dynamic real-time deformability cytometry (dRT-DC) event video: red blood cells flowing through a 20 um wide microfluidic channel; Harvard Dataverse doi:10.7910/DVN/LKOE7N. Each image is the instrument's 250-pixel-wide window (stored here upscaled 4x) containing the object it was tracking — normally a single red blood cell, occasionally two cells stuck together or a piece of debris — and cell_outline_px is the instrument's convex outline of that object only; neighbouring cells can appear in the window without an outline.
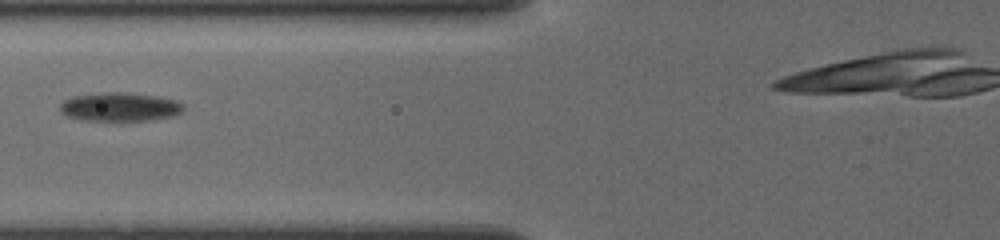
{"species": "common noctule bat (a hibernating species)", "species_latin": "Nyctalus noctula", "temperature_condition": "cold", "stored_images_in_passage": 6, "segment_of_instrument_passage": [1, 2], "camera_frame_rate_fps": 3000, "um_per_image_px": 0.085, "animal": {"sex": "female", "body_mass_g": 19.5, "forearm_length_mm": 54.1}, "frame": {"image": 1, "passage_image": 4, "time_ms": 2.667, "image_size_px": [1000, 240], "cell_outline_px": [[184, 108], [180, 112], [172, 116], [144, 120], [84, 120], [68, 116], [60, 112], [60, 104], [64, 100], [72, 96], [104, 92], [124, 92], [152, 96], [176, 100], [184, 104]], "centroid_in_image_um": [10.14, 9.08], "position_along_channel_um": 115.7, "area_um2": 20.35}}